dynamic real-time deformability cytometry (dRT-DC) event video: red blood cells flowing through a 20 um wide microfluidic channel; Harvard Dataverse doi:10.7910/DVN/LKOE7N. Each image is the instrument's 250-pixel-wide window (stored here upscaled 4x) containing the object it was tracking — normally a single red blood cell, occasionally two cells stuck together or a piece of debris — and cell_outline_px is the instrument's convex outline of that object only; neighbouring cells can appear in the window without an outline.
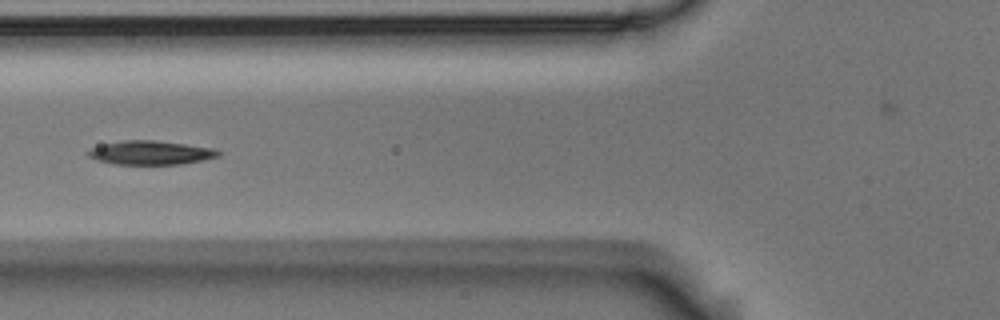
{"species": "Egyptian fruit bat (a non-hibernating species)", "species_latin": "Rousettus aegyptiacus", "temperature_condition": "room temperature", "stored_images_in_passage": 7, "camera_frame_rate_fps": 3000, "um_per_image_px": 0.085, "animal": {"sex": "male"}, "frame": {"image": 1, "passage_image": 6, "time_ms": 1.667, "image_size_px": [1000, 320], "cell_outline_px": [[220, 156], [204, 160], [180, 164], [116, 164], [96, 160], [88, 156], [88, 152], [92, 148], [104, 144], [128, 140], [152, 140], [216, 148], [220, 152]], "centroid_in_image_um": [12.85, 12.98], "position_along_channel_um": 112.9, "area_um2": 17.92}}